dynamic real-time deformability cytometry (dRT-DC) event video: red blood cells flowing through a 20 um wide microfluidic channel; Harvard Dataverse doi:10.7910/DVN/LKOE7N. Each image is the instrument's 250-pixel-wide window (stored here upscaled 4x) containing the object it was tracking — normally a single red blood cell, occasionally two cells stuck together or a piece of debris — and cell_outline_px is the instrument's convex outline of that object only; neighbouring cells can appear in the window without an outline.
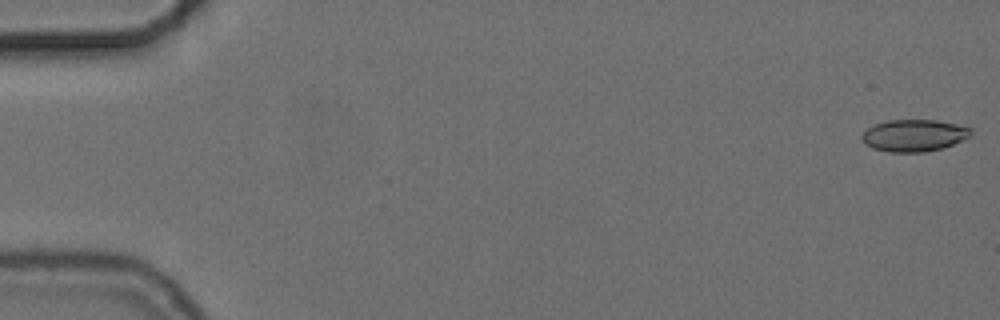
{"species": "common noctule bat (a hibernating species)", "species_latin": "Nyctalus noctula", "temperature_condition": "cold", "stored_images_in_passage": 55, "camera_frame_rate_fps": 3000, "um_per_image_px": 0.085, "animal": {"sex": "female", "body_mass_g": 24.6, "forearm_length_mm": 56.2}, "frame": {"image": 1, "passage_image": 1, "time_ms": 0.0, "image_size_px": [1000, 320], "cell_outline_px": [[972, 136], [944, 148], [924, 152], [888, 152], [872, 148], [864, 144], [860, 136], [872, 124], [888, 120], [936, 120], [956, 124], [972, 128]], "centroid_in_image_um": [77.68, 11.51], "position_along_channel_um": 7.3, "area_um2": 20.58}}
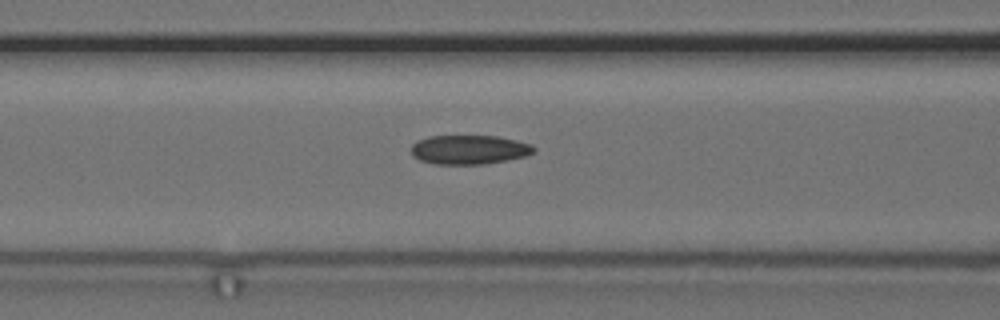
{"frame": {"image": 2, "passage_image": 23, "time_ms": 7.333, "image_size_px": [1000, 320], "cell_outline_px": [[536, 152], [524, 156], [508, 160], [484, 164], [432, 164], [420, 160], [412, 156], [412, 144], [416, 140], [428, 136], [496, 136], [516, 140], [532, 144], [536, 148]], "centroid_in_image_um": [39.88, 12.72], "position_along_channel_um": 126.7, "area_um2": 21.04}}
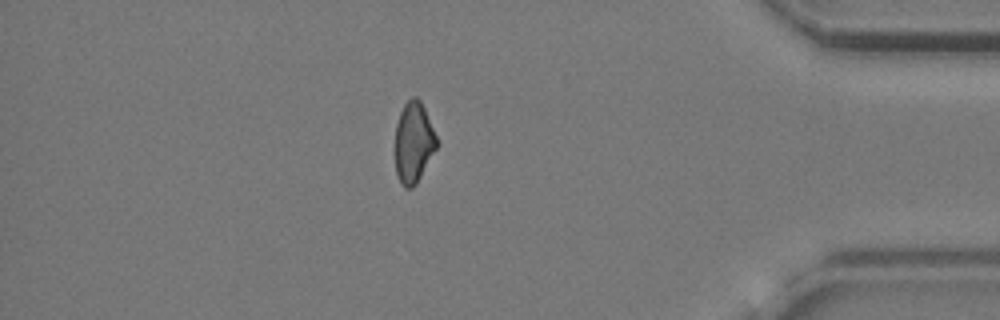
{"frame": {"image": 3, "passage_image": 48, "time_ms": 15.667, "image_size_px": [1000, 320], "cell_outline_px": [[440, 144], [416, 184], [412, 188], [404, 188], [400, 184], [396, 172], [396, 124], [400, 112], [404, 104], [412, 96], [416, 96], [420, 100], [424, 108]], "centroid_in_image_um": [35.17, 12.12], "position_along_channel_um": 400.0, "area_um2": 19.71}, "authors_computed_cell_mechanics": {"area_um2": 20.5768, "velocity_mm_per_s": 3.7289, "shape_relaxation_time_tau1_ms": null, "shape_relaxation_time_tau2_ms": 8.6719, "deformation_change_tau1": null, "deformation_change_tau2": 0.1614}}